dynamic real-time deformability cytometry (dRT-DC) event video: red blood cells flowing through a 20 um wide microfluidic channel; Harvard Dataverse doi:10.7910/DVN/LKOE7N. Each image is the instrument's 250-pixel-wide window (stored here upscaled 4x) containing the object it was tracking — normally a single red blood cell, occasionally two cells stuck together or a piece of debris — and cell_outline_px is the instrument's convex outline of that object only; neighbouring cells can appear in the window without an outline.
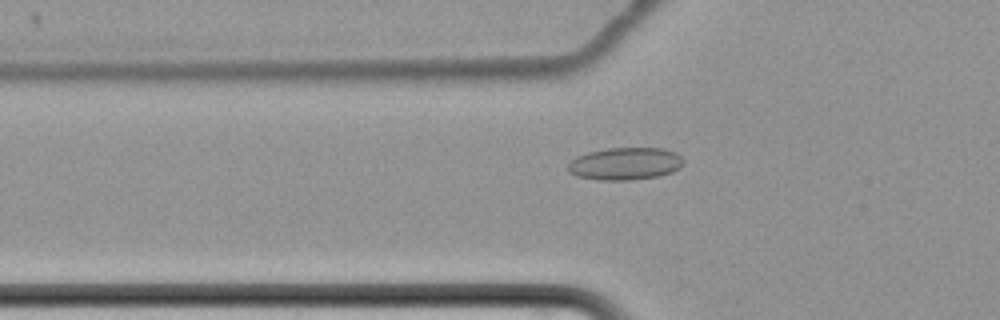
{"species": "common noctule bat (a hibernating species)", "species_latin": "Nyctalus noctula", "temperature_condition": "cold", "stored_images_in_passage": 48, "camera_frame_rate_fps": 3000, "um_per_image_px": 0.085, "animal": {"sex": "female", "body_mass_g": 22.7, "forearm_length_mm": 54.2}, "frame": {"image": 1, "passage_image": 24, "time_ms": 7.667, "image_size_px": [1000, 320], "cell_outline_px": [[684, 164], [680, 168], [672, 172], [660, 176], [632, 180], [596, 180], [576, 176], [568, 172], [568, 164], [576, 156], [588, 152], [608, 148], [664, 148], [676, 152], [684, 160]], "centroid_in_image_um": [53.15, 13.92], "position_along_channel_um": 72.6, "area_um2": 22.14}}
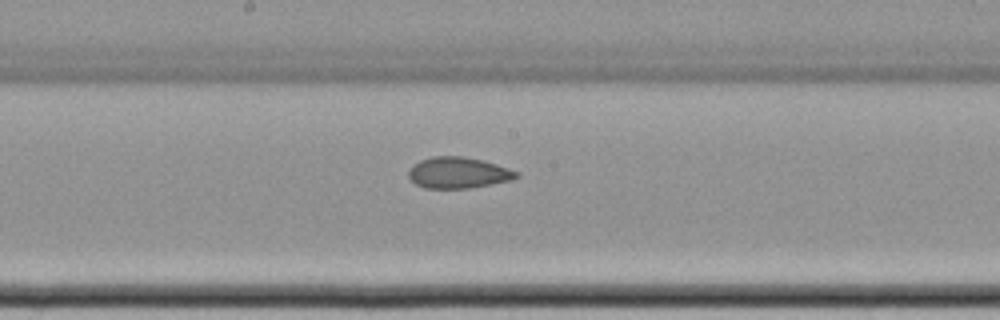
{"frame": {"image": 2, "passage_image": 36, "time_ms": 11.667, "image_size_px": [1000, 320], "cell_outline_px": [[520, 176], [512, 180], [472, 188], [424, 188], [416, 184], [408, 176], [408, 172], [412, 164], [420, 160], [432, 156], [464, 156], [484, 160], [520, 172]], "centroid_in_image_um": [38.97, 14.68], "position_along_channel_um": 209.2, "area_um2": 19.83}}
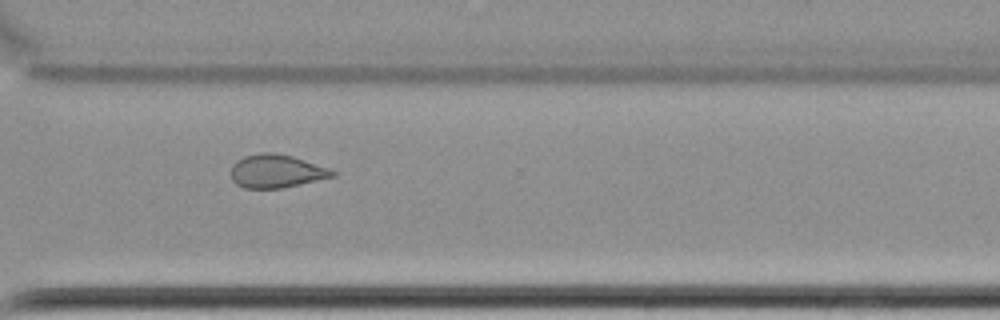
{"frame": {"image": 3, "passage_image": 48, "time_ms": 15.667, "image_size_px": [1000, 320], "cell_outline_px": [[336, 176], [300, 184], [280, 188], [244, 188], [236, 184], [232, 180], [232, 164], [236, 160], [244, 156], [260, 152], [272, 152], [292, 156], [328, 168], [336, 172]], "centroid_in_image_um": [23.47, 14.54], "position_along_channel_um": 347.1, "area_um2": 19.59}}